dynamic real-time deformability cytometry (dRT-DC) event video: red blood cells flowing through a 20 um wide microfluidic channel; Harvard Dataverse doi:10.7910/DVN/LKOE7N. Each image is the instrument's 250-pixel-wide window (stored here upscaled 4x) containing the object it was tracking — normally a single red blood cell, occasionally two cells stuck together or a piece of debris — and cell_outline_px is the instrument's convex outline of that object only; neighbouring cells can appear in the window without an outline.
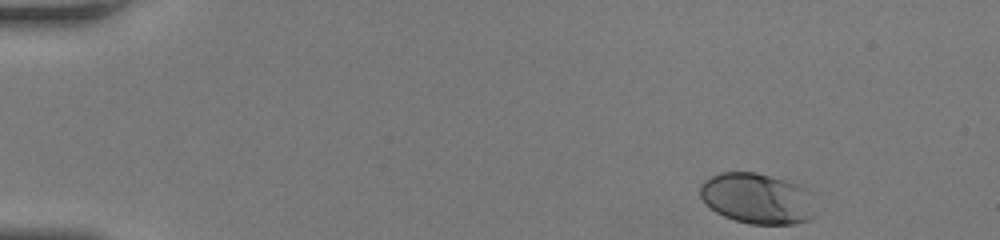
{"species": "human", "species_latin": "Homo sapiens", "temperature_condition": "room temperature", "stored_images_in_passage": 46, "camera_frame_rate_fps": 3000, "um_per_image_px": 0.085, "donor": {"sex": "female"}, "frame": {"image": 1, "passage_image": 1, "time_ms": 0.0, "image_size_px": [1000, 240], "cell_outline_px": [[816, 216], [808, 220], [792, 224], [748, 224], [724, 216], [716, 212], [700, 196], [700, 184], [704, 180], [720, 172], [756, 172], [800, 184], [804, 188]], "centroid_in_image_um": [64.33, 16.87], "position_along_channel_um": 20.7, "area_um2": 33.76}}
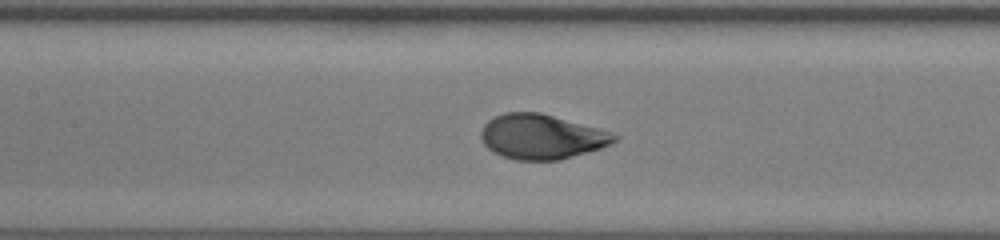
{"frame": {"image": 2, "passage_image": 20, "time_ms": 6.333, "image_size_px": [1000, 240], "cell_outline_px": [[620, 136], [612, 144], [600, 148], [560, 160], [516, 160], [492, 152], [484, 144], [480, 136], [480, 132], [484, 124], [488, 120], [504, 112], [540, 112], [612, 132]], "centroid_in_image_um": [46.03, 11.62], "position_along_channel_um": 161.4, "area_um2": 34.8}}
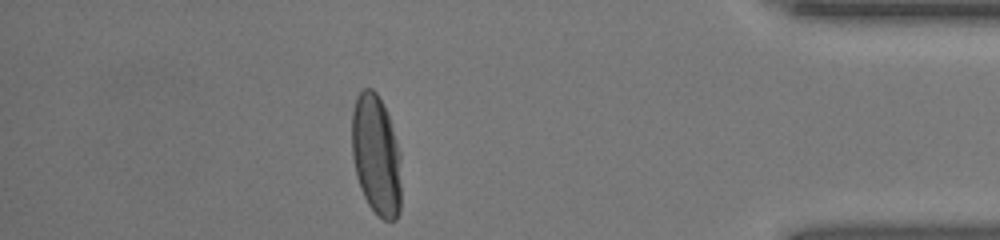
{"frame": {"image": 3, "passage_image": 40, "time_ms": 13.0, "image_size_px": [1000, 240], "cell_outline_px": [[400, 212], [396, 220], [384, 220], [376, 216], [368, 204], [360, 188], [356, 176], [352, 156], [352, 112], [356, 96], [364, 88], [372, 88], [376, 92], [388, 116], [400, 152]], "centroid_in_image_um": [31.96, 13.22], "position_along_channel_um": 403.2, "area_um2": 34.8}, "authors_computed_cell_mechanics": {"area_um2": 34.4777, "velocity_mm_per_s": 4.1558, "shape_relaxation_time_tau1_ms": 3.4729, "shape_relaxation_time_tau2_ms": null, "deformation_change_tau1": 0.1975, "deformation_change_tau2": null}}